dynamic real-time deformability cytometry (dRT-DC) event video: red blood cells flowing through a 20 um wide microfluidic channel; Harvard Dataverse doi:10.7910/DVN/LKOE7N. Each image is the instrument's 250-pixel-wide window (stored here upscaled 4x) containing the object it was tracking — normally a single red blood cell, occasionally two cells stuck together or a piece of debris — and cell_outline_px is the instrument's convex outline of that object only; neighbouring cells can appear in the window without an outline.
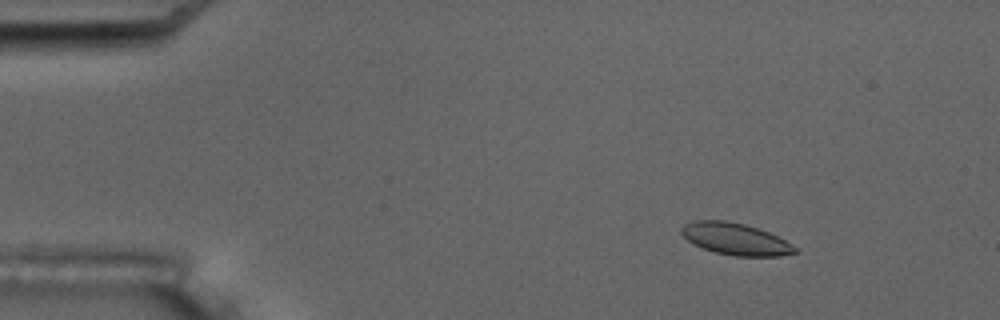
{"species": "common noctule bat (a hibernating species)", "species_latin": "Nyctalus noctula", "temperature_condition": "room temperature", "stored_images_in_passage": 5, "camera_frame_rate_fps": 3000, "um_per_image_px": 0.085, "animal": {"sex": "male", "body_mass_g": 17.5, "forearm_length_mm": 52.3}, "frame": {"image": 1, "passage_image": 3, "time_ms": 2.333, "image_size_px": [1000, 320], "cell_outline_px": [[796, 252], [780, 256], [732, 256], [716, 252], [692, 244], [680, 232], [680, 228], [684, 224], [696, 220], [724, 220], [744, 224], [768, 232], [792, 244], [796, 248]], "centroid_in_image_um": [62.47, 20.31], "position_along_channel_um": 22.5, "area_um2": 20.87}}